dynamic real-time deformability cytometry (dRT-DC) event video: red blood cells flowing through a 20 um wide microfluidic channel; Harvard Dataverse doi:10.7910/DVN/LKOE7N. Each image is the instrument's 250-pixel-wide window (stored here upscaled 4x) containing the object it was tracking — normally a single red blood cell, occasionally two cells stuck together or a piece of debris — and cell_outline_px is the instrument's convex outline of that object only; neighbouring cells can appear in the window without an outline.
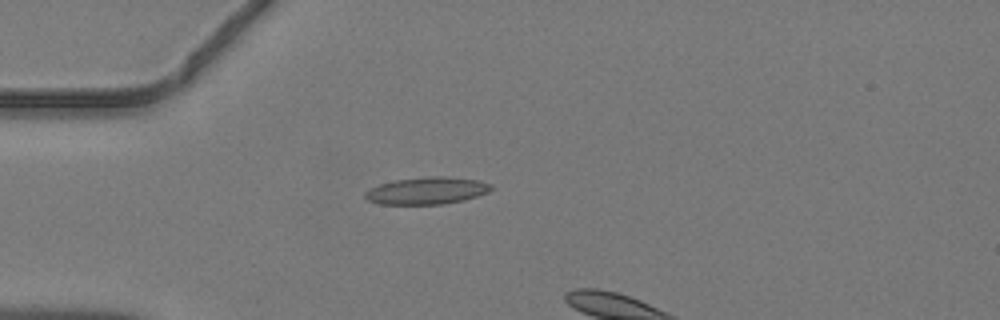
{"species": "common noctule bat (a hibernating species)", "species_latin": "Nyctalus noctula", "temperature_condition": "warm", "stored_images_in_passage": 3, "camera_frame_rate_fps": 3000, "um_per_image_px": 0.085, "animal": {"sex": "male", "body_mass_g": 19.2, "forearm_length_mm": 51.8}, "frame": {"image": 1, "passage_image": 1, "time_ms": 0.0, "image_size_px": [1000, 320], "cell_outline_px": [[496, 188], [488, 192], [464, 200], [444, 204], [380, 204], [368, 200], [364, 196], [364, 192], [380, 184], [396, 180], [428, 176], [448, 176], [480, 180], [492, 184]], "centroid_in_image_um": [36.35, 16.2], "position_along_channel_um": 48.7, "area_um2": 20.06}}